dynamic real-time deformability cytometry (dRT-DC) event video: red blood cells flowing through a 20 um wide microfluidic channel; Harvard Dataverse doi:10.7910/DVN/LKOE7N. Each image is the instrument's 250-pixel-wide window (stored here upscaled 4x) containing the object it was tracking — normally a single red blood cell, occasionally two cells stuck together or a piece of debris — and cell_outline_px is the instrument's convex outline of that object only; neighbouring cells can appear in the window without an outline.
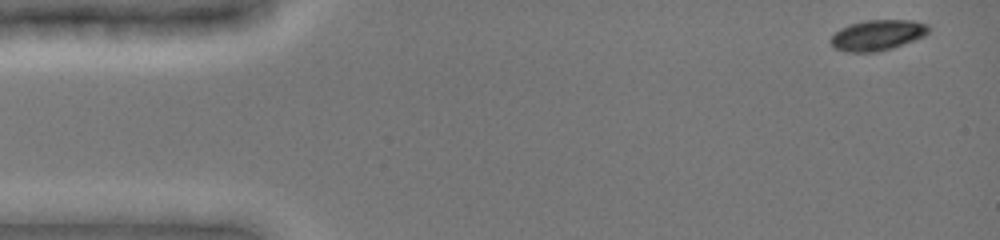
{"species": "common noctule bat (a hibernating species)", "species_latin": "Nyctalus noctula", "temperature_condition": "cold", "stored_images_in_passage": 42, "camera_frame_rate_fps": 3000, "um_per_image_px": 0.085, "animal": {"sex": "female", "body_mass_g": 19.0, "forearm_length_mm": 51.5}, "frame": {"image": 1, "passage_image": 1, "time_ms": 0.0, "image_size_px": [1000, 240], "cell_outline_px": [[932, 28], [924, 36], [892, 48], [876, 52], [844, 52], [832, 48], [828, 40], [840, 28], [864, 20], [912, 20], [928, 24]], "centroid_in_image_um": [74.56, 2.99], "position_along_channel_um": 10.4, "area_um2": 17.63}}
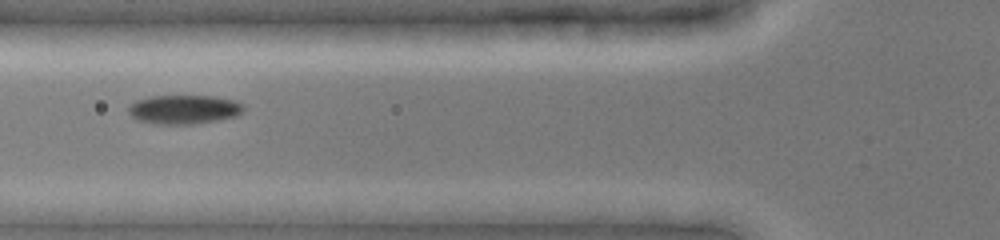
{"frame": {"image": 2, "passage_image": 15, "time_ms": 5.333, "image_size_px": [1000, 240], "cell_outline_px": [[244, 108], [236, 116], [220, 120], [192, 124], [152, 124], [136, 120], [128, 112], [128, 108], [136, 100], [152, 96], [212, 96], [236, 100], [244, 104]], "centroid_in_image_um": [15.64, 9.31], "position_along_channel_um": 110.2, "area_um2": 19.59}}
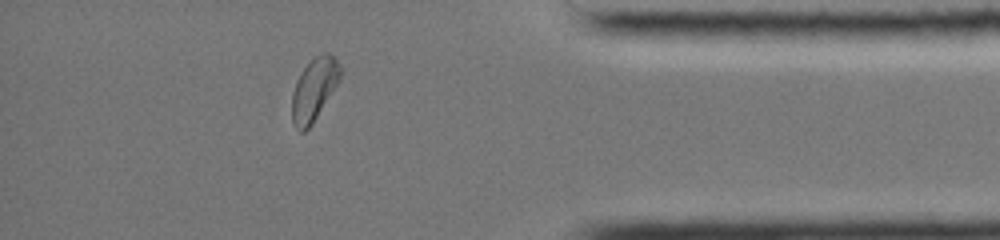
{"frame": {"image": 3, "passage_image": 37, "time_ms": 13.333, "image_size_px": [1000, 240], "cell_outline_px": [[340, 76], [336, 84], [312, 124], [304, 132], [300, 132], [292, 124], [292, 92], [296, 80], [300, 72], [316, 56], [324, 52], [328, 52], [340, 64]], "centroid_in_image_um": [26.65, 7.61], "position_along_channel_um": 408.5, "area_um2": 17.22}, "authors_computed_cell_mechanics": {"area_um2": 17.8891, "velocity_mm_per_s": 3.9403, "shape_relaxation_time_tau1_ms": 3.7174, "shape_relaxation_time_tau2_ms": 5.4265, "deformation_change_tau1": 0.1152, "deformation_change_tau2": 0.0742}}